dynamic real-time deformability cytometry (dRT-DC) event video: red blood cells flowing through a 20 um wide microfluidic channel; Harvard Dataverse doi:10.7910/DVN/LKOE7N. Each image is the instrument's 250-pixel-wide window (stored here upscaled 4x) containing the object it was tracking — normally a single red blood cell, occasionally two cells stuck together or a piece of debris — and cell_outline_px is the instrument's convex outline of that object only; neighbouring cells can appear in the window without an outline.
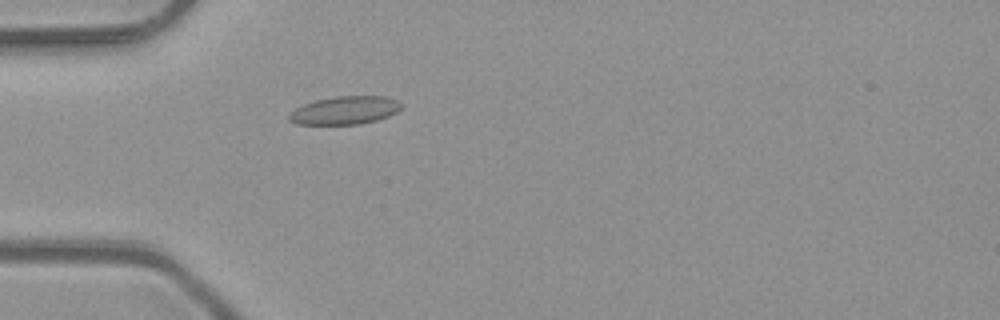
{"species": "common noctule bat (a hibernating species)", "species_latin": "Nyctalus noctula", "temperature_condition": "room temperature", "stored_images_in_passage": 33, "camera_frame_rate_fps": 3000, "um_per_image_px": 0.085, "animal": {"sex": "male", "body_mass_g": 23.1, "forearm_length_mm": 52.7}, "frame": {"image": 1, "passage_image": 3, "time_ms": 0.667, "image_size_px": [1000, 320], "cell_outline_px": [[400, 108], [396, 112], [388, 116], [376, 120], [360, 124], [296, 124], [288, 120], [288, 116], [296, 108], [304, 104], [316, 100], [336, 96], [384, 96], [396, 100], [400, 104]], "centroid_in_image_um": [29.29, 9.38], "position_along_channel_um": 55.7, "area_um2": 18.15}}
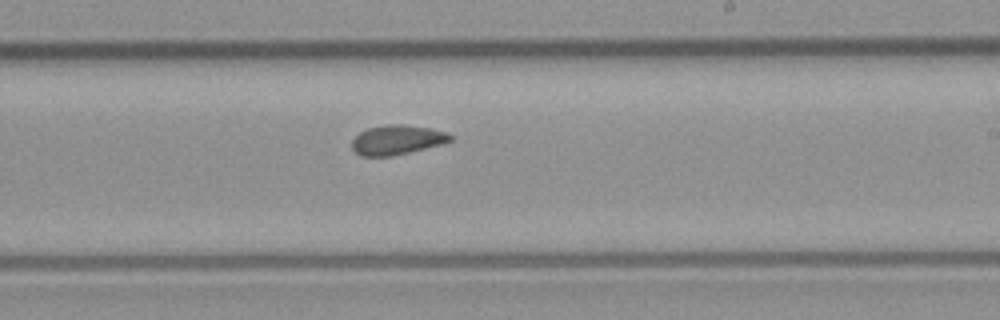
{"frame": {"image": 2, "passage_image": 18, "time_ms": 5.667, "image_size_px": [1000, 320], "cell_outline_px": [[456, 136], [452, 140], [440, 144], [392, 156], [360, 156], [352, 148], [352, 140], [360, 132], [368, 128], [388, 124], [404, 124], [432, 128], [448, 132]], "centroid_in_image_um": [33.78, 11.87], "position_along_channel_um": 255.2, "area_um2": 16.99}}
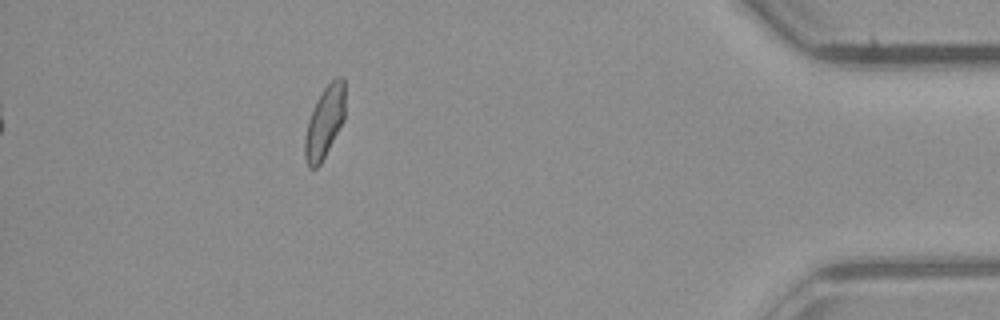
{"frame": {"image": 3, "passage_image": 33, "time_ms": 10.667, "image_size_px": [1000, 320], "cell_outline_px": [[344, 120], [320, 164], [316, 168], [308, 168], [304, 156], [304, 140], [308, 120], [316, 100], [324, 88], [336, 76], [344, 76]], "centroid_in_image_um": [27.58, 10.37], "position_along_channel_um": 407.6, "area_um2": 16.76}, "authors_computed_cell_mechanics": {"area_um2": 16.9932, "velocity_mm_per_s": 4.1179, "shape_relaxation_time_tau1_ms": null, "shape_relaxation_time_tau2_ms": 2.4468, "deformation_change_tau1": null, "deformation_change_tau2": 0.0865}}